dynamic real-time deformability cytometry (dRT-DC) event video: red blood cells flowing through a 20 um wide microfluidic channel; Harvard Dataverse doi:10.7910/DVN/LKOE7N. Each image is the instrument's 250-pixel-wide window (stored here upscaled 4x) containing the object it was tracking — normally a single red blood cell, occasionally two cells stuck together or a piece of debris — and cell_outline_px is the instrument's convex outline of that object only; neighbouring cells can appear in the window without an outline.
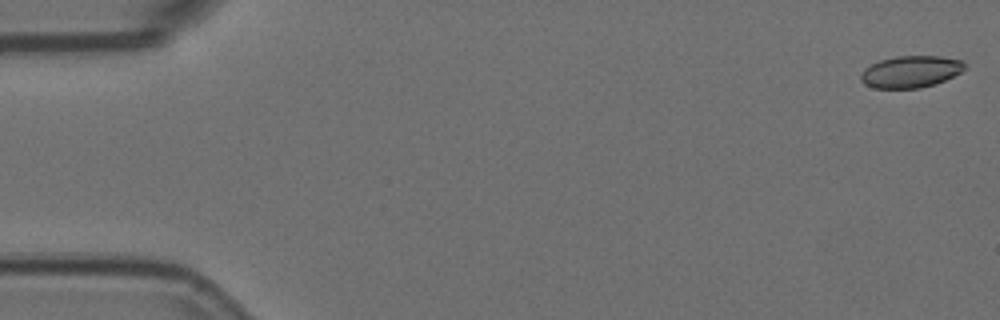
{"species": "Egyptian fruit bat (a non-hibernating species)", "species_latin": "Rousettus aegyptiacus", "temperature_condition": "room temperature", "stored_images_in_passage": 58, "camera_frame_rate_fps": 3000, "um_per_image_px": 0.085, "animal": {"sex": "female"}, "frame": {"image": 1, "passage_image": 1, "time_ms": 0.0, "image_size_px": [1000, 320], "cell_outline_px": [[964, 68], [960, 72], [936, 84], [920, 88], [872, 88], [864, 84], [860, 80], [860, 76], [864, 68], [880, 60], [896, 56], [940, 56], [964, 60]], "centroid_in_image_um": [77.38, 6.09], "position_along_channel_um": 7.6, "area_um2": 19.31}}
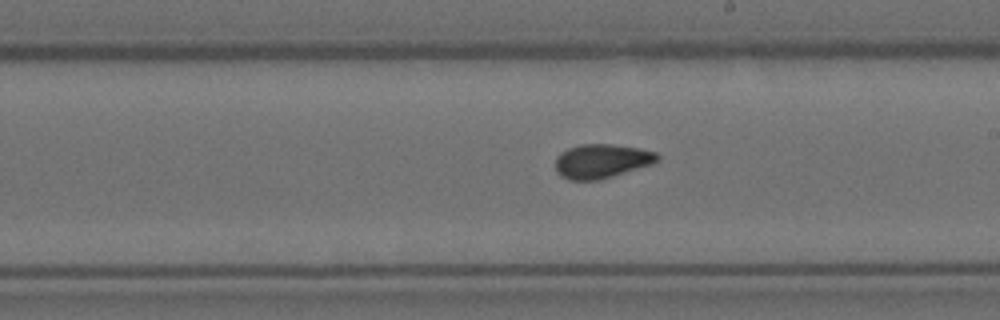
{"frame": {"image": 2, "passage_image": 32, "time_ms": 10.333, "image_size_px": [1000, 320], "cell_outline_px": [[660, 160], [656, 164], [600, 180], [568, 180], [560, 176], [556, 172], [556, 156], [560, 152], [568, 148], [580, 144], [612, 144], [640, 148], [656, 152], [660, 156]], "centroid_in_image_um": [51.18, 13.7], "position_along_channel_um": 237.8, "area_um2": 20.81}}
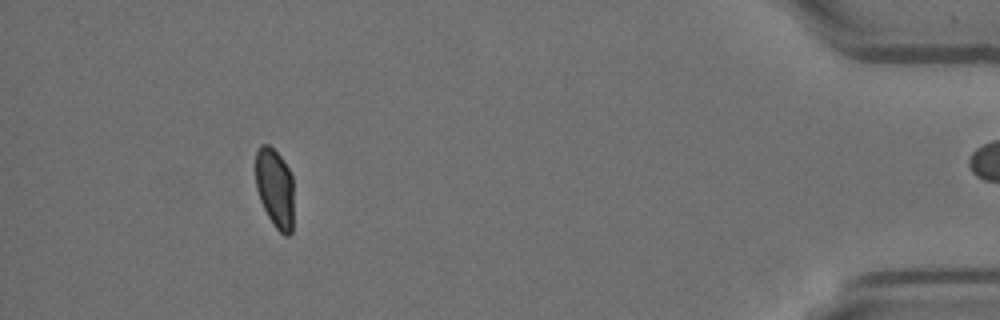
{"frame": {"image": 3, "passage_image": 52, "time_ms": 17.0, "image_size_px": [1000, 320], "cell_outline_px": [[292, 232], [288, 236], [284, 236], [272, 224], [260, 200], [256, 188], [256, 152], [260, 144], [268, 144], [280, 156], [288, 168], [292, 176]], "centroid_in_image_um": [23.35, 15.99], "position_along_channel_um": 411.8, "area_um2": 17.57}}